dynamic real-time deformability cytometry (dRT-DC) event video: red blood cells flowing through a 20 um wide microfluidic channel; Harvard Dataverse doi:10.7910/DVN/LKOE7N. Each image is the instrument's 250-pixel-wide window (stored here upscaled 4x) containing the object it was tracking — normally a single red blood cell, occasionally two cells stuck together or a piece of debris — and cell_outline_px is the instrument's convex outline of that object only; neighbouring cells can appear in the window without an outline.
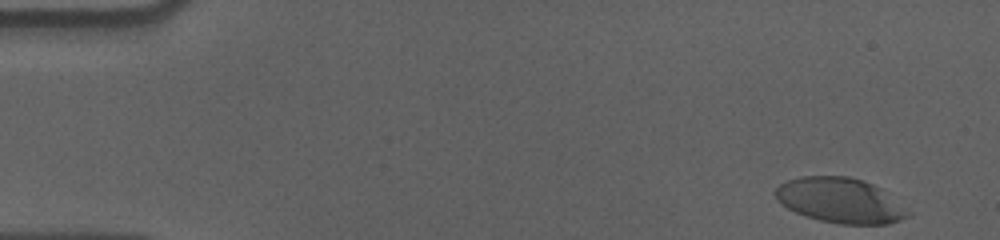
{"species": "human", "species_latin": "Homo sapiens", "temperature_condition": "cold", "stored_images_in_passage": 46, "camera_frame_rate_fps": 3000, "um_per_image_px": 0.085, "donor": {"sex": "male"}, "frame": {"image": 1, "passage_image": 1, "time_ms": 0.0, "image_size_px": [1000, 240], "cell_outline_px": [[912, 216], [888, 224], [840, 224], [820, 220], [796, 212], [788, 208], [776, 200], [772, 192], [780, 184], [788, 180], [804, 176], [848, 176], [872, 184], [880, 188], [912, 212]], "centroid_in_image_um": [71.42, 17.04], "position_along_channel_um": 13.6, "area_um2": 34.74}}
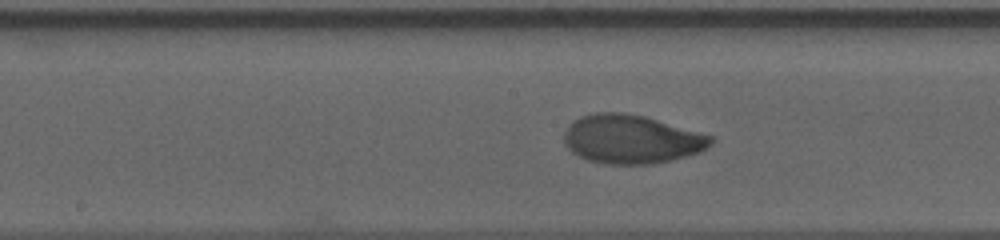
{"frame": {"image": 2, "passage_image": 27, "time_ms": 8.667, "image_size_px": [1000, 240], "cell_outline_px": [[716, 140], [708, 148], [700, 152], [652, 164], [608, 164], [588, 160], [572, 152], [564, 144], [564, 132], [568, 124], [572, 120], [580, 116], [596, 112], [620, 112], [644, 116], [712, 136]], "centroid_in_image_um": [53.64, 11.82], "position_along_channel_um": 194.6, "area_um2": 41.62}}
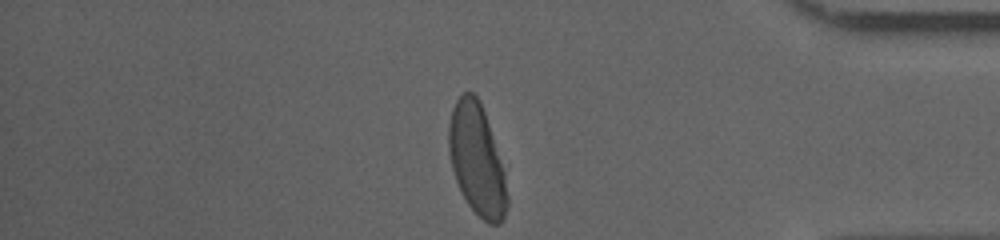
{"frame": {"image": 3, "passage_image": 46, "time_ms": 15.0, "image_size_px": [1000, 240], "cell_outline_px": [[508, 204], [504, 216], [500, 224], [488, 224], [468, 204], [456, 180], [452, 168], [448, 148], [448, 124], [452, 108], [456, 100], [464, 92], [472, 92], [480, 100], [504, 172], [508, 196]], "centroid_in_image_um": [40.52, 13.57], "position_along_channel_um": 394.7, "area_um2": 37.34}, "authors_computed_cell_mechanics": {"area_um2": 39.9976, "velocity_mm_per_s": 3.5836, "shape_relaxation_time_tau1_ms": 4.3116, "shape_relaxation_time_tau2_ms": 1.2788, "deformation_change_tau1": 0.1995, "deformation_change_tau2": 0.0361}}